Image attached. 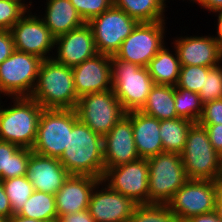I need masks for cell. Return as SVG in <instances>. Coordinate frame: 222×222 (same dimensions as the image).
I'll return each mask as SVG.
<instances>
[{"label":"cell","mask_w":222,"mask_h":222,"mask_svg":"<svg viewBox=\"0 0 222 222\" xmlns=\"http://www.w3.org/2000/svg\"><path fill=\"white\" fill-rule=\"evenodd\" d=\"M77 96L112 89L111 56L97 54L72 67ZM109 84V86H108Z\"/></svg>","instance_id":"15"},{"label":"cell","mask_w":222,"mask_h":222,"mask_svg":"<svg viewBox=\"0 0 222 222\" xmlns=\"http://www.w3.org/2000/svg\"><path fill=\"white\" fill-rule=\"evenodd\" d=\"M78 14L88 23L113 6V0H69Z\"/></svg>","instance_id":"36"},{"label":"cell","mask_w":222,"mask_h":222,"mask_svg":"<svg viewBox=\"0 0 222 222\" xmlns=\"http://www.w3.org/2000/svg\"><path fill=\"white\" fill-rule=\"evenodd\" d=\"M75 109H43L32 151L59 159L68 148V130L78 121Z\"/></svg>","instance_id":"7"},{"label":"cell","mask_w":222,"mask_h":222,"mask_svg":"<svg viewBox=\"0 0 222 222\" xmlns=\"http://www.w3.org/2000/svg\"><path fill=\"white\" fill-rule=\"evenodd\" d=\"M181 39V40H180ZM176 40L181 66L216 67L222 60V45L214 37H187Z\"/></svg>","instance_id":"21"},{"label":"cell","mask_w":222,"mask_h":222,"mask_svg":"<svg viewBox=\"0 0 222 222\" xmlns=\"http://www.w3.org/2000/svg\"><path fill=\"white\" fill-rule=\"evenodd\" d=\"M103 155L106 168H113L138 160L131 120L125 115L103 137Z\"/></svg>","instance_id":"16"},{"label":"cell","mask_w":222,"mask_h":222,"mask_svg":"<svg viewBox=\"0 0 222 222\" xmlns=\"http://www.w3.org/2000/svg\"><path fill=\"white\" fill-rule=\"evenodd\" d=\"M47 5L43 21L55 38L85 24L69 0H49Z\"/></svg>","instance_id":"23"},{"label":"cell","mask_w":222,"mask_h":222,"mask_svg":"<svg viewBox=\"0 0 222 222\" xmlns=\"http://www.w3.org/2000/svg\"><path fill=\"white\" fill-rule=\"evenodd\" d=\"M31 154L29 148L0 140V180L26 176Z\"/></svg>","instance_id":"25"},{"label":"cell","mask_w":222,"mask_h":222,"mask_svg":"<svg viewBox=\"0 0 222 222\" xmlns=\"http://www.w3.org/2000/svg\"><path fill=\"white\" fill-rule=\"evenodd\" d=\"M7 222H43L33 218H27L24 216H20L19 214H13L7 219Z\"/></svg>","instance_id":"45"},{"label":"cell","mask_w":222,"mask_h":222,"mask_svg":"<svg viewBox=\"0 0 222 222\" xmlns=\"http://www.w3.org/2000/svg\"><path fill=\"white\" fill-rule=\"evenodd\" d=\"M164 21L141 22L122 42L117 59L147 67L150 60L163 47Z\"/></svg>","instance_id":"12"},{"label":"cell","mask_w":222,"mask_h":222,"mask_svg":"<svg viewBox=\"0 0 222 222\" xmlns=\"http://www.w3.org/2000/svg\"><path fill=\"white\" fill-rule=\"evenodd\" d=\"M0 222H7V218L4 216L0 215Z\"/></svg>","instance_id":"47"},{"label":"cell","mask_w":222,"mask_h":222,"mask_svg":"<svg viewBox=\"0 0 222 222\" xmlns=\"http://www.w3.org/2000/svg\"><path fill=\"white\" fill-rule=\"evenodd\" d=\"M70 173L57 158L32 151L27 163V178L34 190L55 195Z\"/></svg>","instance_id":"19"},{"label":"cell","mask_w":222,"mask_h":222,"mask_svg":"<svg viewBox=\"0 0 222 222\" xmlns=\"http://www.w3.org/2000/svg\"><path fill=\"white\" fill-rule=\"evenodd\" d=\"M37 84L31 98L44 109H75L79 97L76 94L72 67L53 59H45L39 67Z\"/></svg>","instance_id":"2"},{"label":"cell","mask_w":222,"mask_h":222,"mask_svg":"<svg viewBox=\"0 0 222 222\" xmlns=\"http://www.w3.org/2000/svg\"><path fill=\"white\" fill-rule=\"evenodd\" d=\"M127 222H179L166 204L137 205Z\"/></svg>","instance_id":"32"},{"label":"cell","mask_w":222,"mask_h":222,"mask_svg":"<svg viewBox=\"0 0 222 222\" xmlns=\"http://www.w3.org/2000/svg\"><path fill=\"white\" fill-rule=\"evenodd\" d=\"M107 187L101 192H92L88 205L90 215L95 222H127L138 204Z\"/></svg>","instance_id":"20"},{"label":"cell","mask_w":222,"mask_h":222,"mask_svg":"<svg viewBox=\"0 0 222 222\" xmlns=\"http://www.w3.org/2000/svg\"><path fill=\"white\" fill-rule=\"evenodd\" d=\"M174 97L175 86L155 84L140 111L159 121L178 118Z\"/></svg>","instance_id":"24"},{"label":"cell","mask_w":222,"mask_h":222,"mask_svg":"<svg viewBox=\"0 0 222 222\" xmlns=\"http://www.w3.org/2000/svg\"><path fill=\"white\" fill-rule=\"evenodd\" d=\"M58 160L70 175L102 180L105 172L103 137L78 120L72 130H68V148Z\"/></svg>","instance_id":"1"},{"label":"cell","mask_w":222,"mask_h":222,"mask_svg":"<svg viewBox=\"0 0 222 222\" xmlns=\"http://www.w3.org/2000/svg\"><path fill=\"white\" fill-rule=\"evenodd\" d=\"M103 181L84 175H69L55 194L58 218L88 209L93 189Z\"/></svg>","instance_id":"18"},{"label":"cell","mask_w":222,"mask_h":222,"mask_svg":"<svg viewBox=\"0 0 222 222\" xmlns=\"http://www.w3.org/2000/svg\"><path fill=\"white\" fill-rule=\"evenodd\" d=\"M148 176V161L139 158L127 164L106 168L102 181L111 178L107 186L141 205L149 204Z\"/></svg>","instance_id":"13"},{"label":"cell","mask_w":222,"mask_h":222,"mask_svg":"<svg viewBox=\"0 0 222 222\" xmlns=\"http://www.w3.org/2000/svg\"><path fill=\"white\" fill-rule=\"evenodd\" d=\"M42 61L34 54L14 50L0 64V92L15 97H30Z\"/></svg>","instance_id":"9"},{"label":"cell","mask_w":222,"mask_h":222,"mask_svg":"<svg viewBox=\"0 0 222 222\" xmlns=\"http://www.w3.org/2000/svg\"><path fill=\"white\" fill-rule=\"evenodd\" d=\"M194 123L183 118L160 121V137L164 152L181 153L184 150L187 134Z\"/></svg>","instance_id":"28"},{"label":"cell","mask_w":222,"mask_h":222,"mask_svg":"<svg viewBox=\"0 0 222 222\" xmlns=\"http://www.w3.org/2000/svg\"><path fill=\"white\" fill-rule=\"evenodd\" d=\"M203 104L222 99V68L212 67L205 76L204 87L198 93Z\"/></svg>","instance_id":"34"},{"label":"cell","mask_w":222,"mask_h":222,"mask_svg":"<svg viewBox=\"0 0 222 222\" xmlns=\"http://www.w3.org/2000/svg\"><path fill=\"white\" fill-rule=\"evenodd\" d=\"M57 222H95L93 217L90 215L88 209L72 213L61 215Z\"/></svg>","instance_id":"40"},{"label":"cell","mask_w":222,"mask_h":222,"mask_svg":"<svg viewBox=\"0 0 222 222\" xmlns=\"http://www.w3.org/2000/svg\"><path fill=\"white\" fill-rule=\"evenodd\" d=\"M2 184L12 206L13 214H19L28 198L34 193V187L27 176L2 180Z\"/></svg>","instance_id":"31"},{"label":"cell","mask_w":222,"mask_h":222,"mask_svg":"<svg viewBox=\"0 0 222 222\" xmlns=\"http://www.w3.org/2000/svg\"><path fill=\"white\" fill-rule=\"evenodd\" d=\"M216 187L217 181L189 179L166 205L179 222H185L215 210Z\"/></svg>","instance_id":"11"},{"label":"cell","mask_w":222,"mask_h":222,"mask_svg":"<svg viewBox=\"0 0 222 222\" xmlns=\"http://www.w3.org/2000/svg\"><path fill=\"white\" fill-rule=\"evenodd\" d=\"M200 5L213 12H222V0H196Z\"/></svg>","instance_id":"43"},{"label":"cell","mask_w":222,"mask_h":222,"mask_svg":"<svg viewBox=\"0 0 222 222\" xmlns=\"http://www.w3.org/2000/svg\"><path fill=\"white\" fill-rule=\"evenodd\" d=\"M0 215L5 218H9L13 215L12 206L10 204V200L5 193L2 181L0 180Z\"/></svg>","instance_id":"41"},{"label":"cell","mask_w":222,"mask_h":222,"mask_svg":"<svg viewBox=\"0 0 222 222\" xmlns=\"http://www.w3.org/2000/svg\"><path fill=\"white\" fill-rule=\"evenodd\" d=\"M180 154L189 179L218 181L222 178V156L213 148L207 130L198 123L190 127Z\"/></svg>","instance_id":"3"},{"label":"cell","mask_w":222,"mask_h":222,"mask_svg":"<svg viewBox=\"0 0 222 222\" xmlns=\"http://www.w3.org/2000/svg\"><path fill=\"white\" fill-rule=\"evenodd\" d=\"M215 211L222 220V178L217 181Z\"/></svg>","instance_id":"44"},{"label":"cell","mask_w":222,"mask_h":222,"mask_svg":"<svg viewBox=\"0 0 222 222\" xmlns=\"http://www.w3.org/2000/svg\"><path fill=\"white\" fill-rule=\"evenodd\" d=\"M197 123L199 125L222 124V99L203 104V111Z\"/></svg>","instance_id":"37"},{"label":"cell","mask_w":222,"mask_h":222,"mask_svg":"<svg viewBox=\"0 0 222 222\" xmlns=\"http://www.w3.org/2000/svg\"><path fill=\"white\" fill-rule=\"evenodd\" d=\"M13 107L0 108V140L32 149L43 107L31 97H15Z\"/></svg>","instance_id":"4"},{"label":"cell","mask_w":222,"mask_h":222,"mask_svg":"<svg viewBox=\"0 0 222 222\" xmlns=\"http://www.w3.org/2000/svg\"><path fill=\"white\" fill-rule=\"evenodd\" d=\"M19 215L43 222H57L55 195L35 190L24 204Z\"/></svg>","instance_id":"29"},{"label":"cell","mask_w":222,"mask_h":222,"mask_svg":"<svg viewBox=\"0 0 222 222\" xmlns=\"http://www.w3.org/2000/svg\"><path fill=\"white\" fill-rule=\"evenodd\" d=\"M201 126L207 130L213 148L222 156V124Z\"/></svg>","instance_id":"39"},{"label":"cell","mask_w":222,"mask_h":222,"mask_svg":"<svg viewBox=\"0 0 222 222\" xmlns=\"http://www.w3.org/2000/svg\"><path fill=\"white\" fill-rule=\"evenodd\" d=\"M175 110L178 118L197 123L203 111V103L198 93L175 86Z\"/></svg>","instance_id":"30"},{"label":"cell","mask_w":222,"mask_h":222,"mask_svg":"<svg viewBox=\"0 0 222 222\" xmlns=\"http://www.w3.org/2000/svg\"><path fill=\"white\" fill-rule=\"evenodd\" d=\"M185 222H222V220L218 217L216 211L214 210L209 213L193 216Z\"/></svg>","instance_id":"42"},{"label":"cell","mask_w":222,"mask_h":222,"mask_svg":"<svg viewBox=\"0 0 222 222\" xmlns=\"http://www.w3.org/2000/svg\"><path fill=\"white\" fill-rule=\"evenodd\" d=\"M217 30L218 37H215V39L222 45V12H219Z\"/></svg>","instance_id":"46"},{"label":"cell","mask_w":222,"mask_h":222,"mask_svg":"<svg viewBox=\"0 0 222 222\" xmlns=\"http://www.w3.org/2000/svg\"><path fill=\"white\" fill-rule=\"evenodd\" d=\"M149 204H167L189 180L180 153L162 152L147 159Z\"/></svg>","instance_id":"6"},{"label":"cell","mask_w":222,"mask_h":222,"mask_svg":"<svg viewBox=\"0 0 222 222\" xmlns=\"http://www.w3.org/2000/svg\"><path fill=\"white\" fill-rule=\"evenodd\" d=\"M58 57L54 59L68 67H74L98 54L91 27L83 26L55 38Z\"/></svg>","instance_id":"17"},{"label":"cell","mask_w":222,"mask_h":222,"mask_svg":"<svg viewBox=\"0 0 222 222\" xmlns=\"http://www.w3.org/2000/svg\"><path fill=\"white\" fill-rule=\"evenodd\" d=\"M138 23L123 10L112 6L92 18L87 24L92 29L97 52L115 56L122 42L132 33Z\"/></svg>","instance_id":"10"},{"label":"cell","mask_w":222,"mask_h":222,"mask_svg":"<svg viewBox=\"0 0 222 222\" xmlns=\"http://www.w3.org/2000/svg\"><path fill=\"white\" fill-rule=\"evenodd\" d=\"M15 50V44L10 30H0V64Z\"/></svg>","instance_id":"38"},{"label":"cell","mask_w":222,"mask_h":222,"mask_svg":"<svg viewBox=\"0 0 222 222\" xmlns=\"http://www.w3.org/2000/svg\"><path fill=\"white\" fill-rule=\"evenodd\" d=\"M211 67L203 66H181L179 73L178 88L190 90L199 93L200 89L204 87L205 76Z\"/></svg>","instance_id":"33"},{"label":"cell","mask_w":222,"mask_h":222,"mask_svg":"<svg viewBox=\"0 0 222 222\" xmlns=\"http://www.w3.org/2000/svg\"><path fill=\"white\" fill-rule=\"evenodd\" d=\"M112 89L126 112L140 110L155 85L148 68L111 56Z\"/></svg>","instance_id":"5"},{"label":"cell","mask_w":222,"mask_h":222,"mask_svg":"<svg viewBox=\"0 0 222 222\" xmlns=\"http://www.w3.org/2000/svg\"><path fill=\"white\" fill-rule=\"evenodd\" d=\"M113 6L139 23L164 21L162 13L165 4L162 0H113Z\"/></svg>","instance_id":"27"},{"label":"cell","mask_w":222,"mask_h":222,"mask_svg":"<svg viewBox=\"0 0 222 222\" xmlns=\"http://www.w3.org/2000/svg\"><path fill=\"white\" fill-rule=\"evenodd\" d=\"M132 122L134 142L140 158L149 159L164 152L160 137V121L140 110L126 112Z\"/></svg>","instance_id":"22"},{"label":"cell","mask_w":222,"mask_h":222,"mask_svg":"<svg viewBox=\"0 0 222 222\" xmlns=\"http://www.w3.org/2000/svg\"><path fill=\"white\" fill-rule=\"evenodd\" d=\"M75 110L78 119L102 137L126 115L113 89L81 96Z\"/></svg>","instance_id":"8"},{"label":"cell","mask_w":222,"mask_h":222,"mask_svg":"<svg viewBox=\"0 0 222 222\" xmlns=\"http://www.w3.org/2000/svg\"><path fill=\"white\" fill-rule=\"evenodd\" d=\"M26 10L21 1L0 0V30H10L25 15Z\"/></svg>","instance_id":"35"},{"label":"cell","mask_w":222,"mask_h":222,"mask_svg":"<svg viewBox=\"0 0 222 222\" xmlns=\"http://www.w3.org/2000/svg\"><path fill=\"white\" fill-rule=\"evenodd\" d=\"M36 16L22 17L11 29L15 50L34 54L41 59L55 45V37L45 25L43 19ZM52 47V48H51Z\"/></svg>","instance_id":"14"},{"label":"cell","mask_w":222,"mask_h":222,"mask_svg":"<svg viewBox=\"0 0 222 222\" xmlns=\"http://www.w3.org/2000/svg\"><path fill=\"white\" fill-rule=\"evenodd\" d=\"M180 62L164 46L150 60L147 68L155 84L176 86L179 80Z\"/></svg>","instance_id":"26"}]
</instances>
